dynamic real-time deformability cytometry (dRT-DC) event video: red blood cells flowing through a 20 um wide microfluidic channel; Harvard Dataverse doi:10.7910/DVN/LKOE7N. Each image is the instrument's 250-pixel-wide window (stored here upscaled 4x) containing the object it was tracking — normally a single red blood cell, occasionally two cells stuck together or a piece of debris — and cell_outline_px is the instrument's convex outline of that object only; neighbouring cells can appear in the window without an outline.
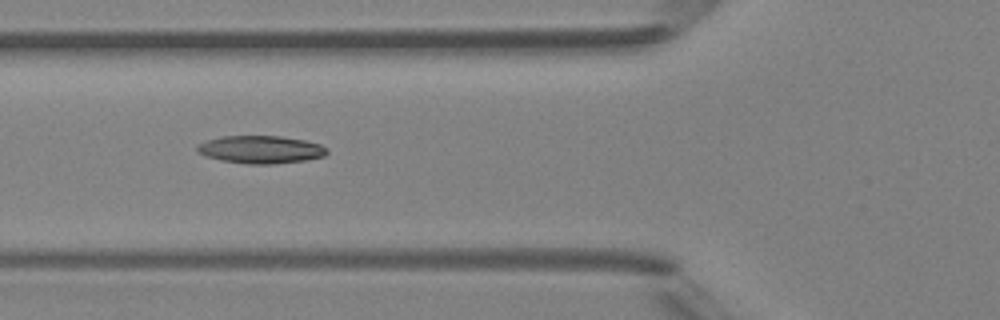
{"species": "Egyptian fruit bat (a non-hibernating species)", "species_latin": "Rousettus aegyptiacus", "temperature_condition": "room temperature", "stored_images_in_passage": 3, "camera_frame_rate_fps": 3000, "um_per_image_px": 0.085, "animal": {"sex": "female"}, "frame": {"image": 1, "passage_image": 2, "time_ms": 1.0, "image_size_px": [1000, 320], "cell_outline_px": [[328, 152], [324, 156], [308, 160], [272, 164], [248, 164], [224, 160], [204, 156], [196, 152], [196, 148], [200, 144], [208, 140], [220, 136], [280, 136], [304, 140], [320, 144], [328, 148]], "centroid_in_image_um": [22.19, 12.71], "position_along_channel_um": 103.6, "area_um2": 20.98}}
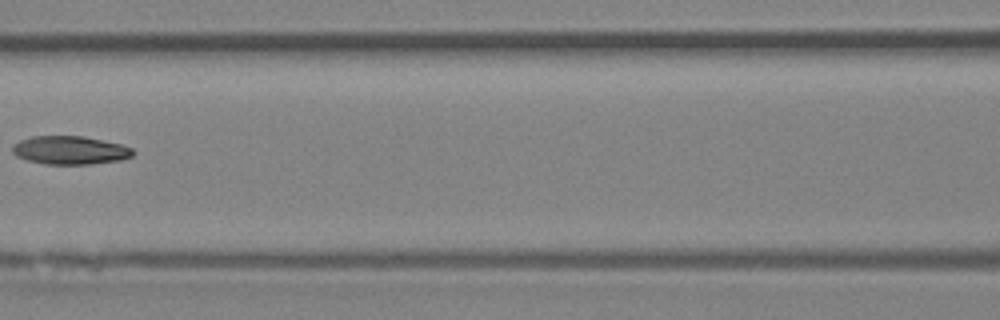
{"frame": {"image": 2, "passage_image": 3, "time_ms": 2.333, "image_size_px": [1000, 320], "cell_outline_px": [[132, 156], [120, 160], [92, 164], [44, 164], [28, 160], [16, 156], [12, 152], [12, 148], [20, 140], [32, 136], [84, 136], [120, 144], [132, 148]], "centroid_in_image_um": [5.94, 12.77], "position_along_channel_um": 160.7, "area_um2": 19.77}}